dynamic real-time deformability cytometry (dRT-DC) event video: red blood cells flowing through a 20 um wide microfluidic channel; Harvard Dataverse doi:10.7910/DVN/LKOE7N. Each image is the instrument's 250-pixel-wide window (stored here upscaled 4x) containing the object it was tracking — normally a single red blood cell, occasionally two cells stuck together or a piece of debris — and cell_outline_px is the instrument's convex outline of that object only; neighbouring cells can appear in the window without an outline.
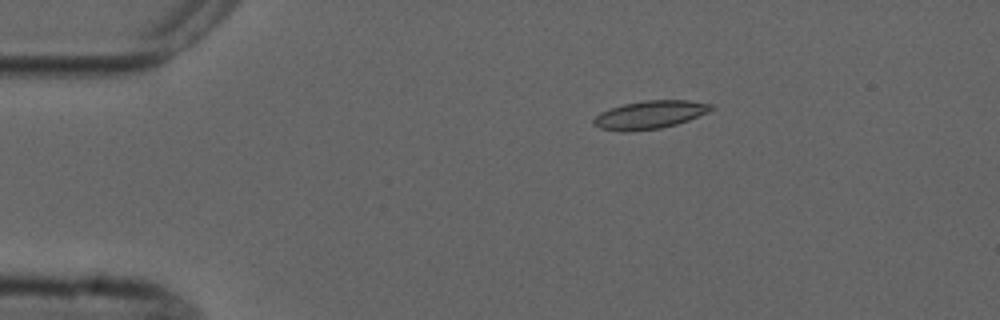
{"species": "common noctule bat (a hibernating species)", "species_latin": "Nyctalus noctula", "temperature_condition": "cold", "stored_images_in_passage": 4, "camera_frame_rate_fps": 3000, "um_per_image_px": 0.085, "animal": {"sex": "male", "forearm_length_mm": 52.5}, "frame": {"image": 1, "passage_image": 1, "time_ms": 0.0, "image_size_px": [1000, 320], "cell_outline_px": [[716, 108], [708, 112], [688, 120], [676, 124], [660, 128], [600, 128], [592, 124], [592, 120], [600, 112], [624, 104], [644, 100], [688, 100], [712, 104]], "centroid_in_image_um": [55.33, 9.69], "position_along_channel_um": 29.7, "area_um2": 18.32}}
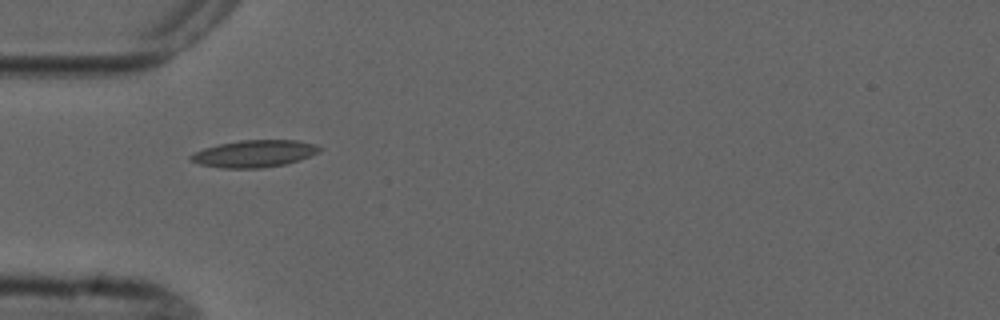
{"frame": {"image": 2, "passage_image": 3, "time_ms": 2.333, "image_size_px": [1000, 320], "cell_outline_px": [[324, 148], [320, 152], [300, 160], [284, 164], [260, 168], [220, 168], [200, 164], [188, 160], [188, 156], [192, 152], [204, 148], [220, 144], [240, 140], [296, 140], [316, 144]], "centroid_in_image_um": [21.61, 13.06], "position_along_channel_um": 63.4, "area_um2": 20.52}}
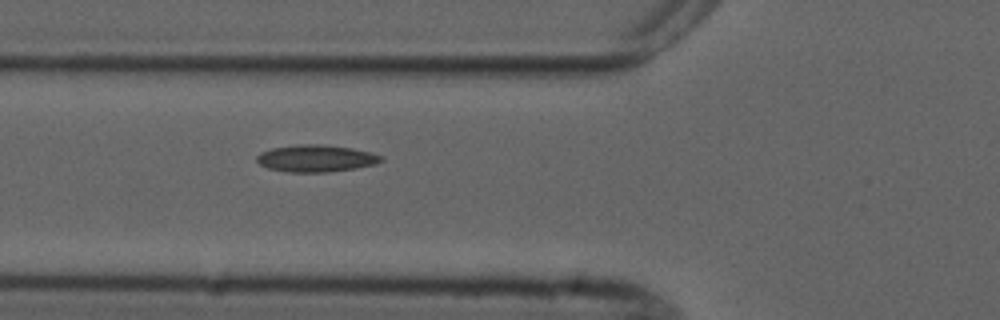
{"frame": {"image": 3, "passage_image": 4, "time_ms": 3.333, "image_size_px": [1000, 320], "cell_outline_px": [[384, 160], [376, 164], [356, 168], [328, 172], [288, 172], [268, 168], [260, 164], [256, 160], [256, 156], [260, 152], [272, 148], [296, 144], [316, 144], [352, 148], [368, 152], [380, 156]], "centroid_in_image_um": [26.82, 13.46], "position_along_channel_um": 99.0, "area_um2": 19.48}}